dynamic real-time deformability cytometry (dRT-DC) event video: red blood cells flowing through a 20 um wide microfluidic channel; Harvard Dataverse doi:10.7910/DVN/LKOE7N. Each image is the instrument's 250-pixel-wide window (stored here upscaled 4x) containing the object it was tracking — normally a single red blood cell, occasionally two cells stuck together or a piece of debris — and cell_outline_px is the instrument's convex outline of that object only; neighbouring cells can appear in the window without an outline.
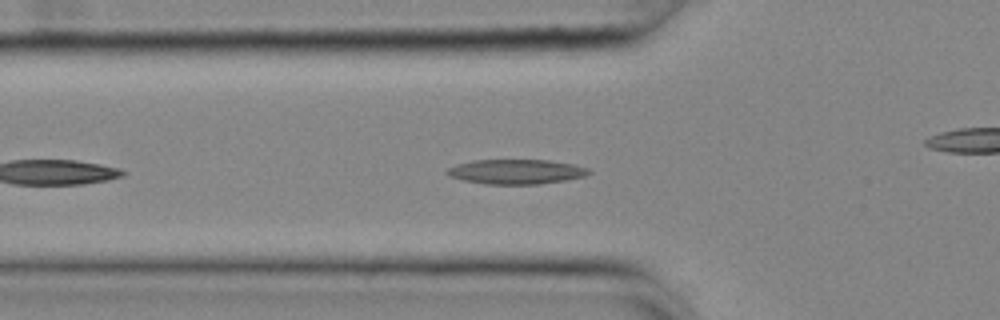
{"species": "common noctule bat (a hibernating species)", "species_latin": "Nyctalus noctula", "temperature_condition": "cold", "stored_images_in_passage": 37, "camera_frame_rate_fps": 3000, "um_per_image_px": 0.085, "animal": {"sex": "female", "body_mass_g": 25.1}, "frame": {"image": 1, "passage_image": 7, "time_ms": 2.0, "image_size_px": [1000, 320], "cell_outline_px": [[592, 172], [584, 176], [568, 180], [540, 184], [484, 184], [464, 180], [448, 176], [444, 172], [448, 168], [456, 164], [472, 160], [548, 160], [572, 164], [588, 168]], "centroid_in_image_um": [43.85, 14.59], "position_along_channel_um": 81.9, "area_um2": 20.52}}
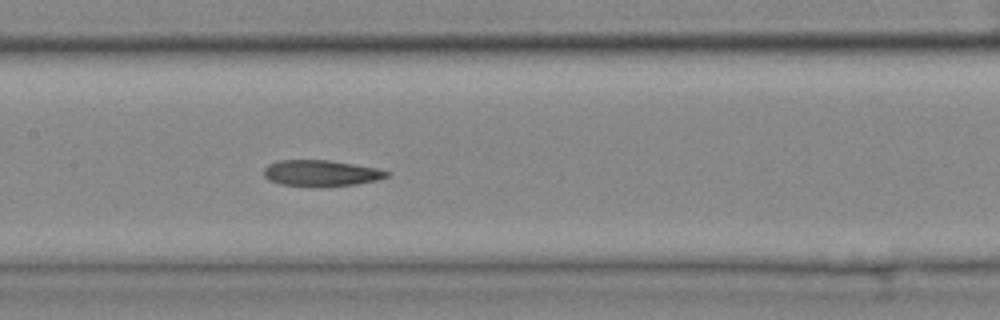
{"frame": {"image": 2, "passage_image": 15, "time_ms": 4.667, "image_size_px": [1000, 320], "cell_outline_px": [[392, 172], [388, 176], [376, 180], [356, 184], [280, 184], [268, 180], [264, 176], [264, 168], [268, 164], [280, 160], [328, 160], [380, 168]], "centroid_in_image_um": [27.31, 14.67], "position_along_channel_um": 180.1, "area_um2": 18.03}}
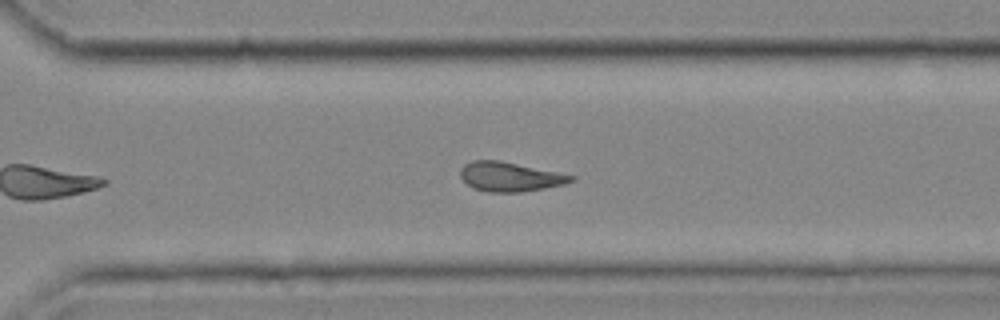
{"frame": {"image": 3, "passage_image": 27, "time_ms": 8.667, "image_size_px": [1000, 320], "cell_outline_px": [[576, 180], [564, 184], [544, 188], [520, 192], [488, 192], [472, 188], [460, 176], [460, 168], [464, 164], [472, 160], [500, 160], [576, 176]], "centroid_in_image_um": [43.33, 15.02], "position_along_channel_um": 327.3, "area_um2": 18.96}, "authors_computed_cell_mechanics": {"area_um2": 19.1318, "velocity_mm_per_s": 3.6733, "shape_relaxation_time_tau1_ms": null, "shape_relaxation_time_tau2_ms": 9.1247, "deformation_change_tau1": null, "deformation_change_tau2": 0.2066}}